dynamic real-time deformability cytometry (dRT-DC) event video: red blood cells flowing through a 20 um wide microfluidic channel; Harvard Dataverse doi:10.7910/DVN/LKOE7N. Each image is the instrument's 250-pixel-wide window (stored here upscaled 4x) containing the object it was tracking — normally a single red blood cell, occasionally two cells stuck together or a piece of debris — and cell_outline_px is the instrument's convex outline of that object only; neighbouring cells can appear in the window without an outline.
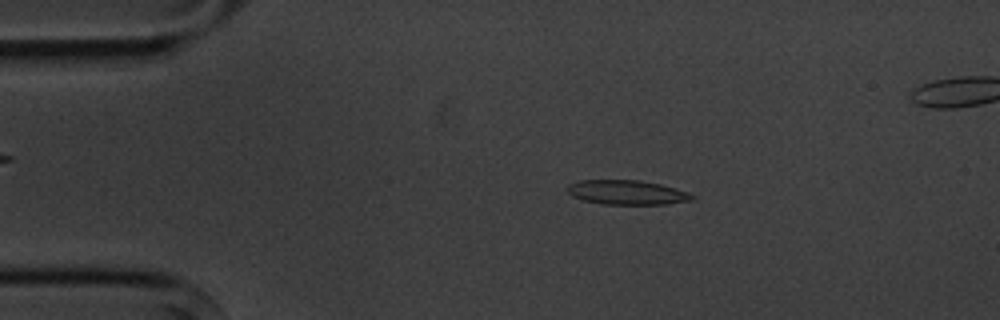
{"species": "common noctule bat (a hibernating species)", "species_latin": "Nyctalus noctula", "temperature_condition": "cold", "stored_images_in_passage": 4, "camera_frame_rate_fps": 3000, "um_per_image_px": 0.085, "animal": {"sex": "male", "body_mass_g": 20.1, "forearm_length_mm": 53.5}, "frame": {"image": 1, "passage_image": 2, "time_ms": 1.0, "image_size_px": [1000, 320], "cell_outline_px": [[696, 196], [692, 200], [668, 204], [604, 204], [584, 200], [572, 196], [568, 192], [568, 184], [580, 180], [640, 180], [660, 184], [688, 192]], "centroid_in_image_um": [53.3, 16.35], "position_along_channel_um": 31.7, "area_um2": 17.69}}